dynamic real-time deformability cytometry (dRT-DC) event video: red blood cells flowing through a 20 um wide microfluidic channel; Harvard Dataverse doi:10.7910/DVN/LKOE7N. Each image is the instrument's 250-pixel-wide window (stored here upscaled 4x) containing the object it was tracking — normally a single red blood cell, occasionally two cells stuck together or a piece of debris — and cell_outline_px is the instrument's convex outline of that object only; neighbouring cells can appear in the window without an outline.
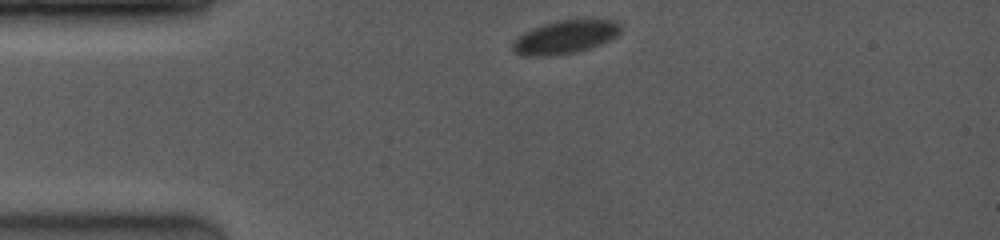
{"species": "common noctule bat (a hibernating species)", "species_latin": "Nyctalus noctula", "temperature_condition": "room temperature", "stored_images_in_passage": 42, "camera_frame_rate_fps": 4000, "um_per_image_px": 0.085, "animal": {"sex": "female", "body_mass_g": 19.0, "forearm_length_mm": 53.3}, "frame": {"image": 1, "passage_image": 1, "time_ms": 0.0, "image_size_px": [1000, 240], "cell_outline_px": [[620, 32], [616, 36], [600, 44], [576, 52], [552, 56], [524, 56], [512, 52], [512, 40], [516, 36], [532, 28], [556, 20], [616, 20], [620, 24]], "centroid_in_image_um": [47.97, 3.16], "position_along_channel_um": 37.0, "area_um2": 21.04}}
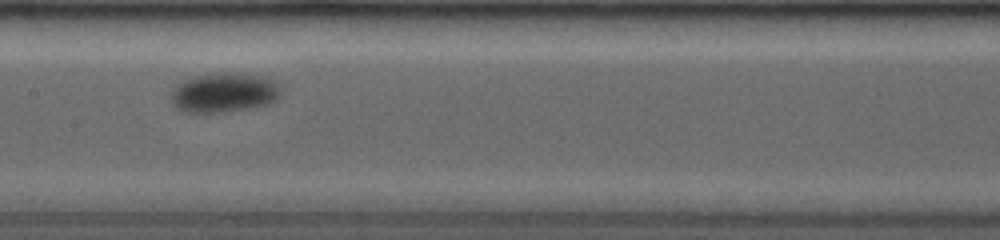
{"frame": {"image": 2, "passage_image": 17, "time_ms": 5.0, "image_size_px": [1000, 240], "cell_outline_px": [[276, 100], [268, 104], [228, 112], [180, 112], [172, 104], [172, 92], [180, 84], [188, 80], [204, 76], [244, 76], [264, 80], [272, 84], [276, 88]], "centroid_in_image_um": [18.9, 8.0], "position_along_channel_um": 188.5, "area_um2": 22.89}}
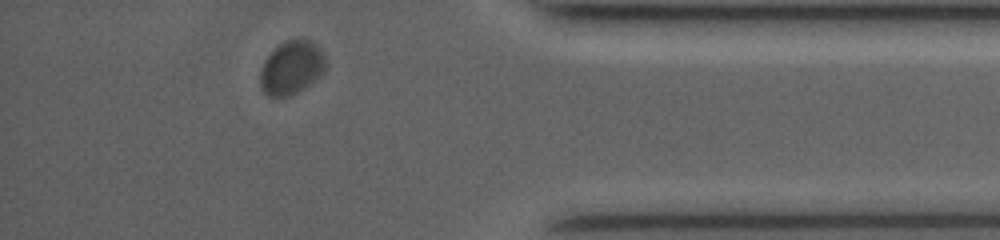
{"frame": {"image": 3, "passage_image": 37, "time_ms": 11.25, "image_size_px": [1000, 240], "cell_outline_px": [[328, 64], [324, 72], [312, 84], [288, 96], [268, 96], [264, 92], [260, 84], [260, 72], [268, 56], [280, 44], [288, 40], [308, 40], [316, 44], [320, 48]], "centroid_in_image_um": [24.83, 5.77], "position_along_channel_um": 410.4, "area_um2": 20.23}, "authors_computed_cell_mechanics": {"area_um2": 22.1952, "velocity_mm_per_s": 3.763, "shape_relaxation_time_tau1_ms": 0.5211, "shape_relaxation_time_tau2_ms": null, "deformation_change_tau1": 0.0417, "deformation_change_tau2": null}}